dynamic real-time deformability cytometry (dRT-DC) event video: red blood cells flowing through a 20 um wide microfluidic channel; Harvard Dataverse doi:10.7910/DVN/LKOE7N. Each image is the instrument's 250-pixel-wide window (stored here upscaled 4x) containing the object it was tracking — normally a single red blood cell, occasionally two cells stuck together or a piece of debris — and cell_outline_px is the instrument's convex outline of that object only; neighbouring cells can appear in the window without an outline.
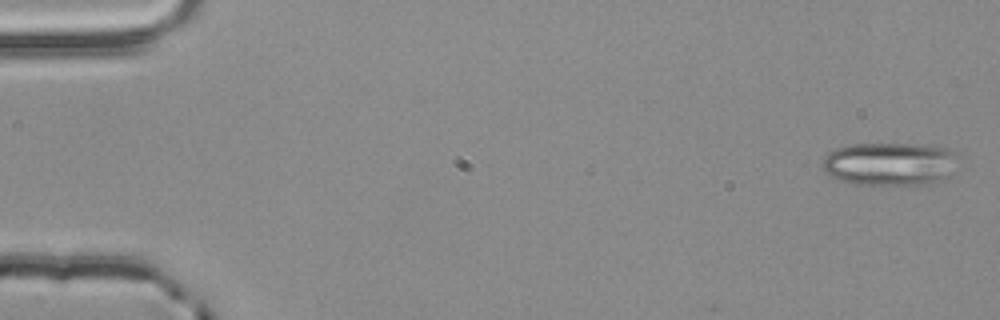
{"species": "common noctule bat (a hibernating species)", "species_latin": "Nyctalus noctula", "temperature_condition": "room temperature", "stored_images_in_passage": 4, "segment_of_instrument_passage": [1, 2], "camera_frame_rate_fps": 3000, "um_per_image_px": 0.085, "animal": {"sex": "male", "body_mass_g": 20.4}, "frame": {"image": 1, "passage_image": 1, "time_ms": 0.0, "image_size_px": [1000, 320], "cell_outline_px": [[956, 152], [948, 176], [940, 180], [924, 184], [860, 184], [840, 180], [824, 172], [824, 156], [828, 152], [836, 148], [848, 144], [908, 144], [948, 148]], "centroid_in_image_um": [75.56, 13.91], "position_along_channel_um": 9.4, "area_um2": 33.47}}